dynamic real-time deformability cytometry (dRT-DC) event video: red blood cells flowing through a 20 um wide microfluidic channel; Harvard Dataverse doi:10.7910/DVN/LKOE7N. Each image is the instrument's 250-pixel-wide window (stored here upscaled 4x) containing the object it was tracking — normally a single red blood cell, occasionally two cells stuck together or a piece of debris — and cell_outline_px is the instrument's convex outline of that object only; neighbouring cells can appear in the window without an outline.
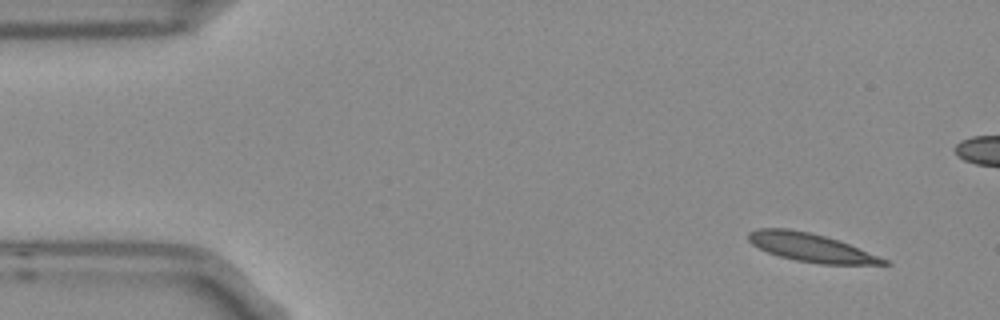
{"species": "Egyptian fruit bat (a non-hibernating species)", "species_latin": "Rousettus aegyptiacus", "temperature_condition": "room temperature", "stored_images_in_passage": 4, "camera_frame_rate_fps": 3000, "um_per_image_px": 0.085, "frame": {"image": 1, "passage_image": 1, "time_ms": 0.0, "image_size_px": [1000, 320], "cell_outline_px": [[892, 264], [820, 264], [796, 260], [780, 256], [768, 252], [752, 244], [748, 240], [748, 232], [756, 228], [788, 228], [808, 232], [824, 236], [848, 244], [888, 260]], "centroid_in_image_um": [68.88, 21.03], "position_along_channel_um": 16.1, "area_um2": 21.96}}